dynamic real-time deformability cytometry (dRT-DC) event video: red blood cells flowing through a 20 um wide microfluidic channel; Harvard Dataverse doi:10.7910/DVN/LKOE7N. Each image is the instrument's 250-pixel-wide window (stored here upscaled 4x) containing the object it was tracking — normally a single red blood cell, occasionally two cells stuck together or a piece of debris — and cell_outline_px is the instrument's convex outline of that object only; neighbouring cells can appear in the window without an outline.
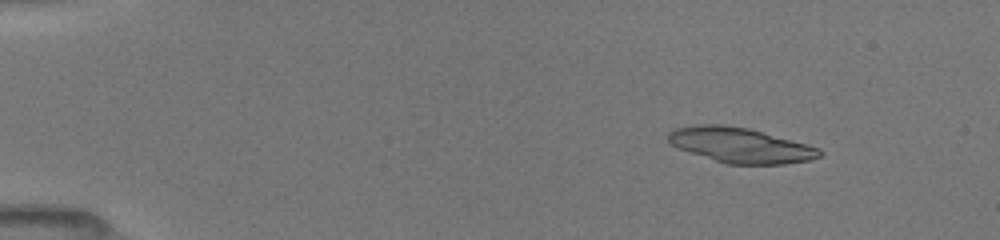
{"species": "common noctule bat (a hibernating species)", "species_latin": "Nyctalus noctula", "temperature_condition": "room temperature", "stored_images_in_passage": 18, "camera_frame_rate_fps": 3000, "um_per_image_px": 0.085, "animal": {"sex": "female", "body_mass_g": 19.5, "forearm_length_mm": 54.1}, "frame": {"image": 1, "passage_image": 2, "time_ms": 0.333, "image_size_px": [1000, 240], "cell_outline_px": [[824, 152], [820, 156], [808, 160], [784, 164], [724, 164], [676, 148], [668, 144], [668, 132], [676, 128], [696, 124], [724, 124], [748, 128], [808, 144], [820, 148]], "centroid_in_image_um": [62.89, 12.34], "position_along_channel_um": 22.1, "area_um2": 31.27}}